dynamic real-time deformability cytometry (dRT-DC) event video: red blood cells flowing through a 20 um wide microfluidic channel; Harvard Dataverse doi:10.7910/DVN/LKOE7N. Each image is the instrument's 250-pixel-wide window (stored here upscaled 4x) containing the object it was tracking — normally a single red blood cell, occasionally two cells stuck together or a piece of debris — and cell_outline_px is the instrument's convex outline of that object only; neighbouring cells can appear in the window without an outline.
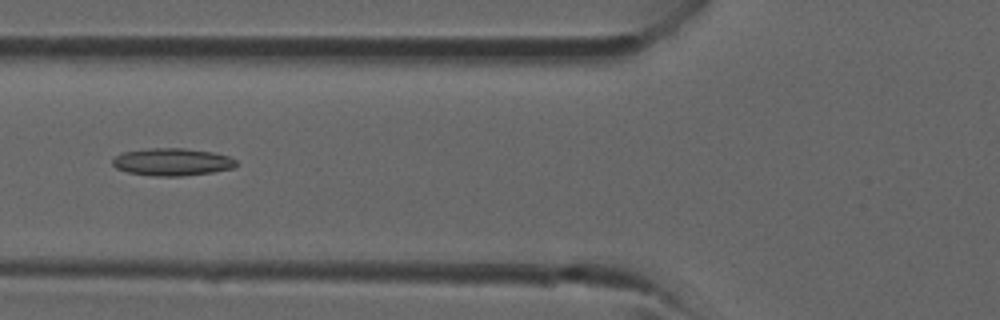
{"species": "common noctule bat (a hibernating species)", "species_latin": "Nyctalus noctula", "temperature_condition": "room temperature", "stored_images_in_passage": 34, "camera_frame_rate_fps": 3000, "um_per_image_px": 0.085, "animal": {"sex": "male", "forearm_length_mm": 52.5}, "frame": {"image": 1, "passage_image": 10, "time_ms": 3.0, "image_size_px": [1000, 320], "cell_outline_px": [[236, 164], [232, 168], [212, 172], [180, 176], [156, 176], [128, 172], [116, 168], [112, 164], [112, 160], [120, 152], [148, 148], [184, 148], [212, 152], [228, 156], [236, 160]], "centroid_in_image_um": [14.59, 13.75], "position_along_channel_um": 111.2, "area_um2": 19.71}}
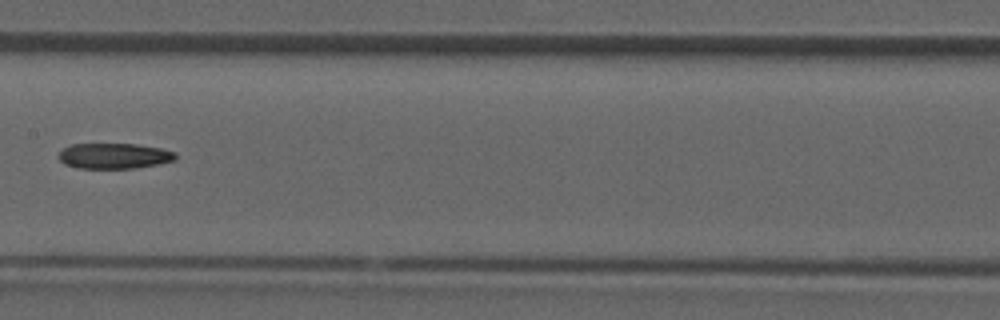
{"frame": {"image": 2, "passage_image": 15, "time_ms": 4.667, "image_size_px": [1000, 320], "cell_outline_px": [[176, 160], [156, 164], [132, 168], [80, 168], [64, 164], [60, 160], [60, 152], [64, 148], [72, 144], [136, 144], [160, 148], [176, 152]], "centroid_in_image_um": [9.72, 13.25], "position_along_channel_um": 197.7, "area_um2": 17.17}}